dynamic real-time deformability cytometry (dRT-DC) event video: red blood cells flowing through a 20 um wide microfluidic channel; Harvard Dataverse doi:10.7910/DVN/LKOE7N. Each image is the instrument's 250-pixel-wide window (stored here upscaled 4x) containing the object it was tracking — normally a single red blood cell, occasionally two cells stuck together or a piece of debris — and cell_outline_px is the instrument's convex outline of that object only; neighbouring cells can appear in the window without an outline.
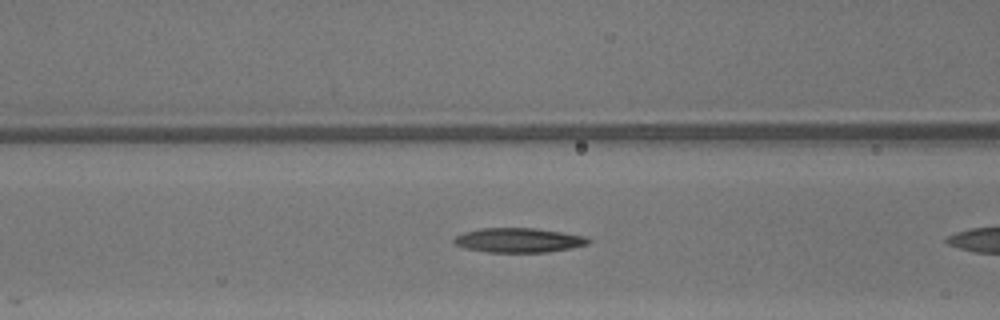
{"species": "common noctule bat (a hibernating species)", "species_latin": "Nyctalus noctula", "temperature_condition": "warm", "stored_images_in_passage": 9, "camera_frame_rate_fps": 3000, "um_per_image_px": 0.085, "animal": {"sex": "male", "body_mass_g": 13.3}, "frame": {"image": 1, "passage_image": 7, "time_ms": 2.0, "image_size_px": [1000, 320], "cell_outline_px": [[592, 240], [588, 244], [572, 248], [548, 252], [488, 252], [464, 248], [456, 244], [452, 240], [456, 236], [464, 232], [480, 228], [536, 228], [584, 236]], "centroid_in_image_um": [44.08, 20.42], "position_along_channel_um": 122.5, "area_um2": 19.13}}